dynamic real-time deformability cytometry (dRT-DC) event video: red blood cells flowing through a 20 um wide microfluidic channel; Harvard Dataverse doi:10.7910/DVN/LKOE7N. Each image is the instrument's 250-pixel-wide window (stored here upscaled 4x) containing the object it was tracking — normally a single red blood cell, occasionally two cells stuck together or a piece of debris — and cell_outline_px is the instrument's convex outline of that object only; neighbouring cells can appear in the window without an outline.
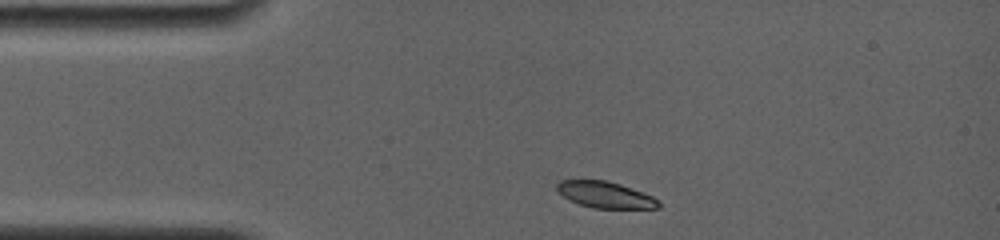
{"species": "common noctule bat (a hibernating species)", "species_latin": "Nyctalus noctula", "temperature_condition": "room temperature", "stored_images_in_passage": 31, "camera_frame_rate_fps": 4000, "um_per_image_px": 0.085, "animal": {"sex": "female", "body_mass_g": 19.0, "forearm_length_mm": 56.7}, "frame": {"image": 1, "passage_image": 1, "time_ms": 0.0, "image_size_px": [1000, 240], "cell_outline_px": [[660, 208], [592, 208], [568, 200], [556, 188], [556, 184], [560, 180], [608, 180], [620, 184], [652, 196], [660, 204]], "centroid_in_image_um": [51.42, 16.55], "position_along_channel_um": 33.6, "area_um2": 15.43}}
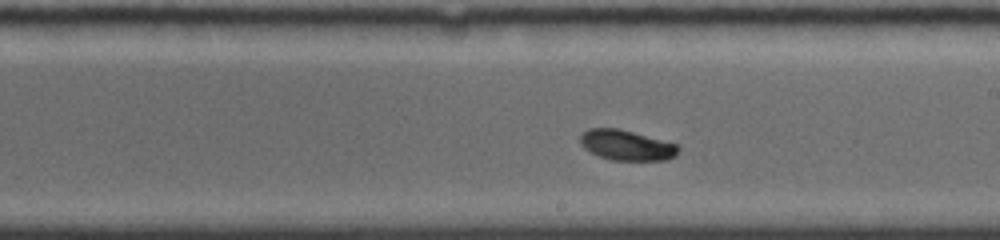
{"frame": {"image": 2, "passage_image": 18, "time_ms": 6.25, "image_size_px": [1000, 240], "cell_outline_px": [[680, 148], [676, 156], [668, 160], [612, 160], [600, 156], [584, 148], [580, 144], [580, 136], [588, 128], [616, 128], [632, 132], [676, 144]], "centroid_in_image_um": [53.25, 12.35], "position_along_channel_um": 235.7, "area_um2": 17.11}}
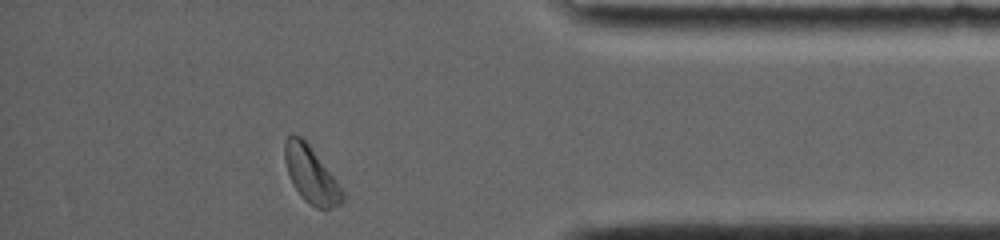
{"frame": {"image": 3, "passage_image": 31, "time_ms": 11.25, "image_size_px": [1000, 240], "cell_outline_px": [[344, 200], [340, 204], [328, 208], [316, 208], [304, 200], [292, 184], [284, 160], [284, 144], [288, 136], [292, 132], [300, 136], [308, 144], [344, 192]], "centroid_in_image_um": [26.4, 14.85], "position_along_channel_um": 408.8, "area_um2": 18.55}, "authors_computed_cell_mechanics": {"area_um2": 17.4556, "velocity_mm_per_s": 3.762, "shape_relaxation_time_tau1_ms": 2.1559, "shape_relaxation_time_tau2_ms": null, "deformation_change_tau1": 0.0859, "deformation_change_tau2": null}}